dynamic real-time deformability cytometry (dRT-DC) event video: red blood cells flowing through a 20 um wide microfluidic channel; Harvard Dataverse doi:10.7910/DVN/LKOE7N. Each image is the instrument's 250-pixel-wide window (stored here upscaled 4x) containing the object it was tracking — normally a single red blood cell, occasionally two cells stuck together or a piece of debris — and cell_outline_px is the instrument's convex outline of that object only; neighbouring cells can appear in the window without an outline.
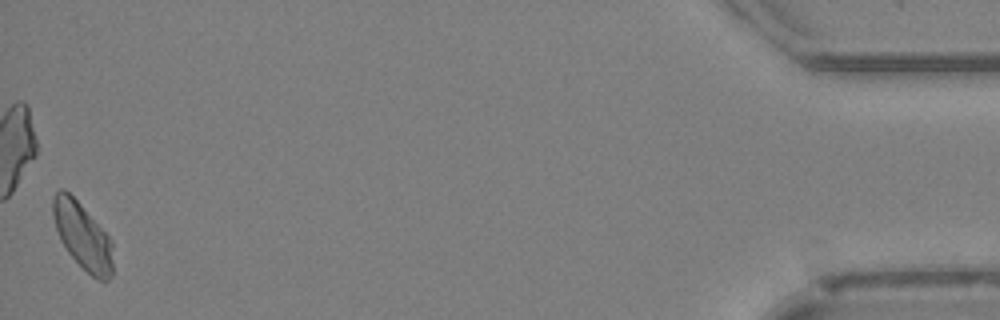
{"species": "Egyptian fruit bat (a non-hibernating species)", "species_latin": "Rousettus aegyptiacus", "temperature_condition": "cold", "stored_images_in_passage": 50, "camera_frame_rate_fps": 3000, "um_per_image_px": 0.085, "animal": {"sex": "female"}, "frame": {"image": 1, "passage_image": 50, "time_ms": 16.333, "image_size_px": [1000, 320], "cell_outline_px": [[112, 276], [108, 280], [96, 280], [68, 252], [60, 240], [52, 216], [52, 196], [60, 188], [64, 188], [80, 204], [108, 236], [112, 244]], "centroid_in_image_um": [6.99, 20.04], "position_along_channel_um": 428.2, "area_um2": 22.89}}